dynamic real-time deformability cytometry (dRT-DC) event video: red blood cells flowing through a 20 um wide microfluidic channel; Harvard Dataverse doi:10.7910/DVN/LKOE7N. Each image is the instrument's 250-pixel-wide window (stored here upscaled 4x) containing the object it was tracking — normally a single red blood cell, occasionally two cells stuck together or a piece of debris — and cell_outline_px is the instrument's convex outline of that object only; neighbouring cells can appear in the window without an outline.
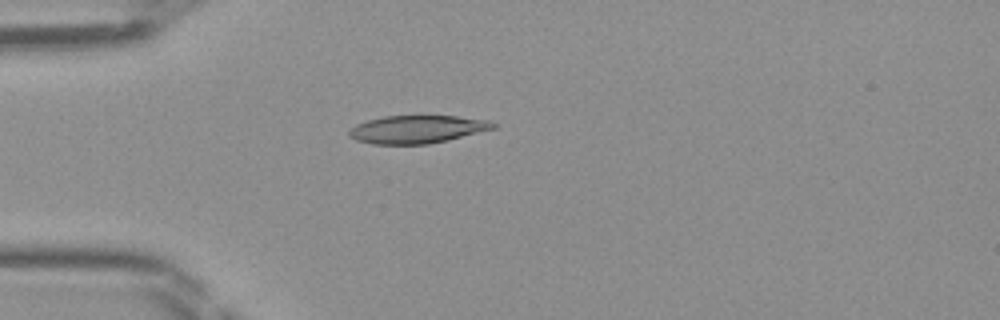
{"species": "Egyptian fruit bat (a non-hibernating species)", "species_latin": "Rousettus aegyptiacus", "temperature_condition": "room temperature", "stored_images_in_passage": 47, "camera_frame_rate_fps": 3000, "um_per_image_px": 0.085, "frame": {"image": 1, "passage_image": 13, "time_ms": 4.0, "image_size_px": [1000, 320], "cell_outline_px": [[496, 128], [448, 140], [428, 144], [372, 144], [356, 140], [348, 136], [348, 132], [356, 124], [368, 120], [384, 116], [416, 112], [456, 116], [488, 120], [496, 124]], "centroid_in_image_um": [35.46, 10.94], "position_along_channel_um": 49.5, "area_um2": 24.39}}
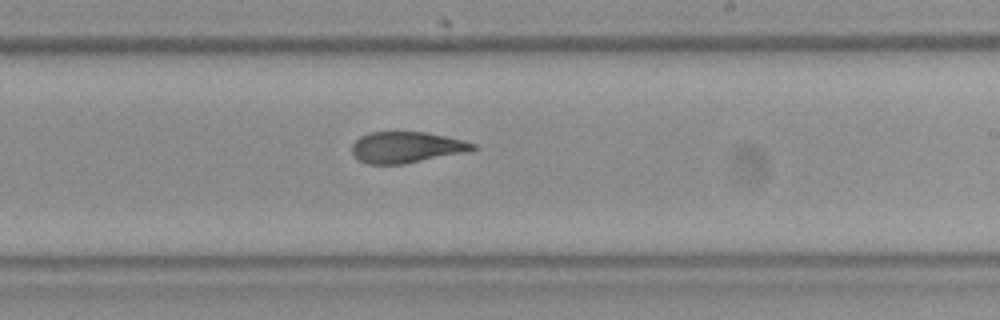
{"frame": {"image": 2, "passage_image": 28, "time_ms": 9.0, "image_size_px": [1000, 320], "cell_outline_px": [[480, 148], [468, 152], [404, 164], [368, 164], [360, 160], [352, 152], [352, 144], [360, 136], [368, 132], [424, 132], [464, 140], [476, 144]], "centroid_in_image_um": [34.59, 12.52], "position_along_channel_um": 254.4, "area_um2": 22.02}}
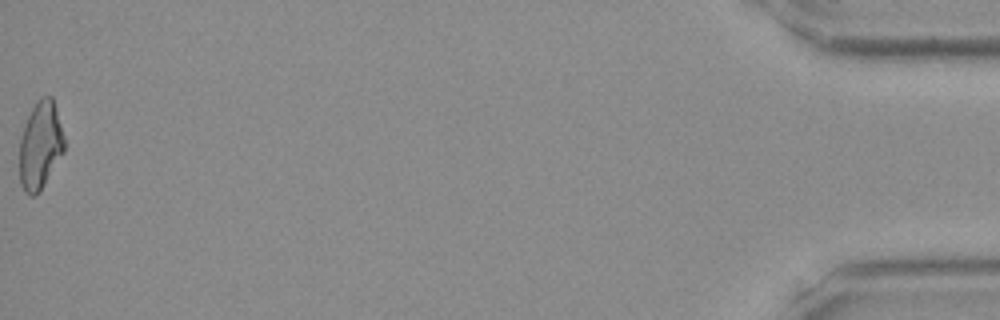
{"frame": {"image": 3, "passage_image": 47, "time_ms": 15.333, "image_size_px": [1000, 320], "cell_outline_px": [[64, 152], [40, 192], [36, 196], [28, 196], [24, 192], [20, 184], [20, 140], [24, 124], [36, 100], [40, 96], [52, 96], [56, 108], [64, 136]], "centroid_in_image_um": [3.42, 12.38], "position_along_channel_um": 431.8, "area_um2": 23.12}}